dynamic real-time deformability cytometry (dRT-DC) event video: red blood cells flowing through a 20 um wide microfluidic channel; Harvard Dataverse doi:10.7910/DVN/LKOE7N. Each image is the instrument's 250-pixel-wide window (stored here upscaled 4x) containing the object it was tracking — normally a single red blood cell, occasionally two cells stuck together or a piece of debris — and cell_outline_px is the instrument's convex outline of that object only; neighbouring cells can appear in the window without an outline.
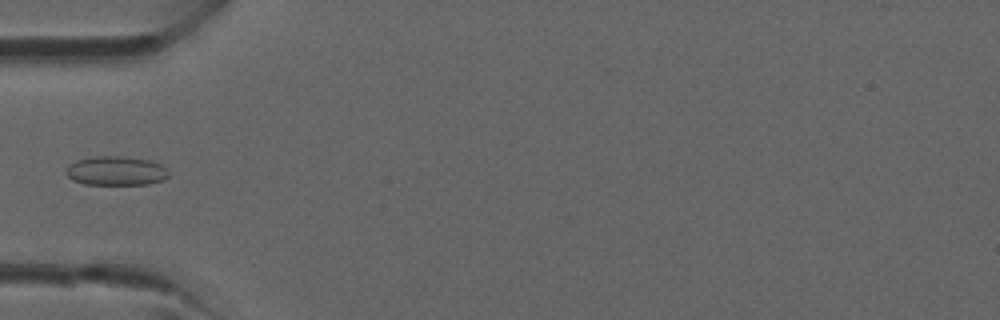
{"species": "common noctule bat (a hibernating species)", "species_latin": "Nyctalus noctula", "temperature_condition": "room temperature", "stored_images_in_passage": 4, "camera_frame_rate_fps": 3000, "um_per_image_px": 0.085, "animal": {"sex": "male", "forearm_length_mm": 52.5}, "frame": {"image": 1, "passage_image": 4, "time_ms": 3.667, "image_size_px": [1000, 320], "cell_outline_px": [[168, 176], [164, 180], [148, 184], [84, 184], [72, 180], [64, 172], [68, 164], [76, 160], [92, 156], [124, 156], [152, 160], [160, 164], [168, 172]], "centroid_in_image_um": [9.83, 14.51], "position_along_channel_um": 75.2, "area_um2": 17.63}}